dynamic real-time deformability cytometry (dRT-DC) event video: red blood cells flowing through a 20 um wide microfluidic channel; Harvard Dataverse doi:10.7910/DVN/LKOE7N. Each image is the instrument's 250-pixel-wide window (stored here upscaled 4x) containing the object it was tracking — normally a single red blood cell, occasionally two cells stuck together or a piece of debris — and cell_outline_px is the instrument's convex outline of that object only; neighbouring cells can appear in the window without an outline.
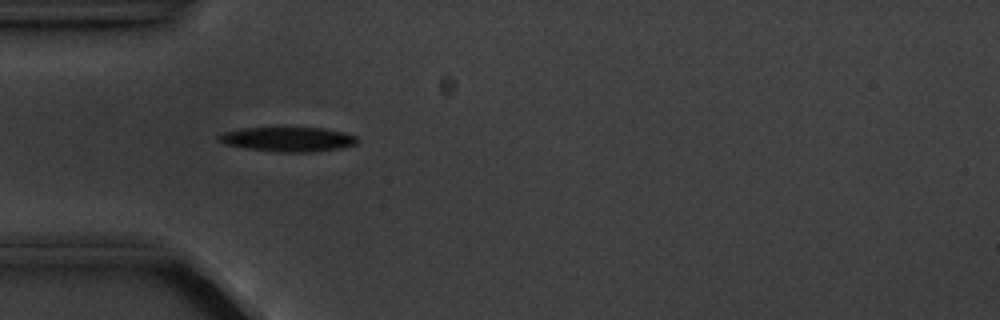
{"species": "common noctule bat (a hibernating species)", "species_latin": "Nyctalus noctula", "temperature_condition": "cold", "stored_images_in_passage": 6, "camera_frame_rate_fps": 3000, "um_per_image_px": 0.085, "animal": {"sex": "male", "body_mass_g": 20.1, "forearm_length_mm": 53.5}, "frame": {"image": 1, "passage_image": 1, "time_ms": 0.0, "image_size_px": [1000, 320], "cell_outline_px": [[356, 144], [340, 148], [312, 152], [280, 152], [248, 148], [224, 144], [216, 140], [216, 136], [224, 132], [240, 128], [324, 128], [344, 132], [356, 136]], "centroid_in_image_um": [24.44, 11.83], "position_along_channel_um": 60.6, "area_um2": 19.71}}